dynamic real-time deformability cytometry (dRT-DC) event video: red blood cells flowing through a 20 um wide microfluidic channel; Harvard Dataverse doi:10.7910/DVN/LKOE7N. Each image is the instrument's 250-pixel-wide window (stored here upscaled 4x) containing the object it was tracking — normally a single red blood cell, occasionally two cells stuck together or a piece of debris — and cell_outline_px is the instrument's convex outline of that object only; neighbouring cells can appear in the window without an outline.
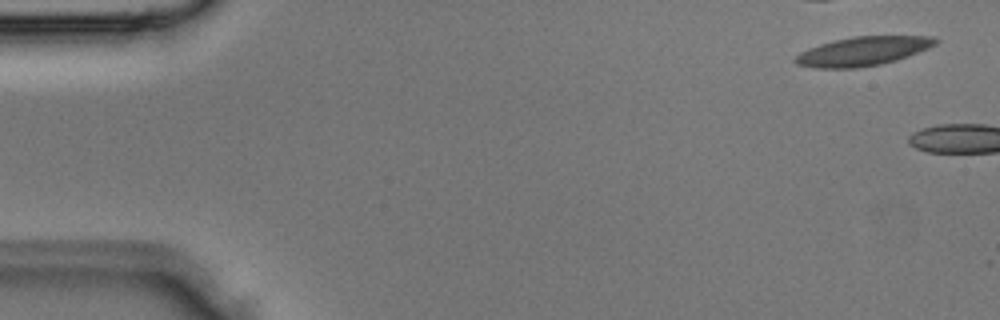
{"species": "Egyptian fruit bat (a non-hibernating species)", "species_latin": "Rousettus aegyptiacus", "temperature_condition": "room temperature", "stored_images_in_passage": 3, "segment_of_instrument_passage": [2, 2], "camera_frame_rate_fps": 3000, "um_per_image_px": 0.085, "animal": {"sex": "male"}, "frame": {"image": 1, "passage_image": 3, "time_ms": 0.667, "image_size_px": [1000, 320], "cell_outline_px": [[940, 40], [936, 44], [928, 48], [908, 56], [896, 60], [880, 64], [856, 68], [816, 68], [796, 64], [792, 60], [800, 52], [808, 48], [820, 44], [836, 40], [856, 36], [932, 36]], "centroid_in_image_um": [73.33, 4.35], "position_along_channel_um": 11.7, "area_um2": 23.58}}